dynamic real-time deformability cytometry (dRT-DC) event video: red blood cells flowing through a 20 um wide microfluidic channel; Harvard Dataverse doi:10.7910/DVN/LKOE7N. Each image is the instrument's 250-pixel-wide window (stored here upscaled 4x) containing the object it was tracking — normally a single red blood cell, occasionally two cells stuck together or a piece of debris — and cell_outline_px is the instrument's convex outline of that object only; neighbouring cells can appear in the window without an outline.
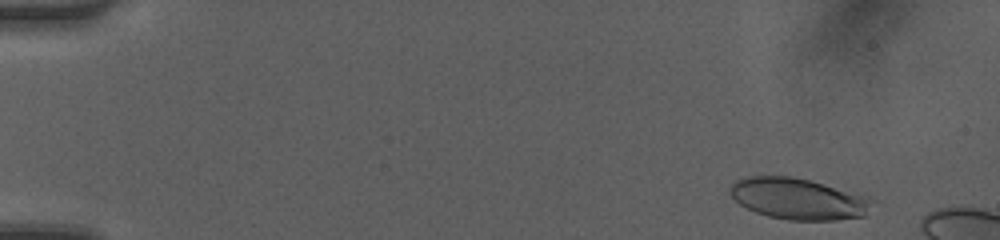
{"species": "human", "species_latin": "Homo sapiens", "temperature_condition": "room temperature", "stored_images_in_passage": 13, "camera_frame_rate_fps": 3000, "um_per_image_px": 0.085, "donor": {"sex": "female"}, "frame": {"image": 1, "passage_image": 3, "time_ms": 0.667, "image_size_px": [1000, 240], "cell_outline_px": [[872, 200], [864, 216], [836, 220], [788, 220], [768, 216], [756, 212], [740, 204], [728, 192], [728, 188], [736, 180], [748, 176], [792, 176], [808, 180], [868, 196]], "centroid_in_image_um": [67.81, 16.89], "position_along_channel_um": 17.2, "area_um2": 33.87}}